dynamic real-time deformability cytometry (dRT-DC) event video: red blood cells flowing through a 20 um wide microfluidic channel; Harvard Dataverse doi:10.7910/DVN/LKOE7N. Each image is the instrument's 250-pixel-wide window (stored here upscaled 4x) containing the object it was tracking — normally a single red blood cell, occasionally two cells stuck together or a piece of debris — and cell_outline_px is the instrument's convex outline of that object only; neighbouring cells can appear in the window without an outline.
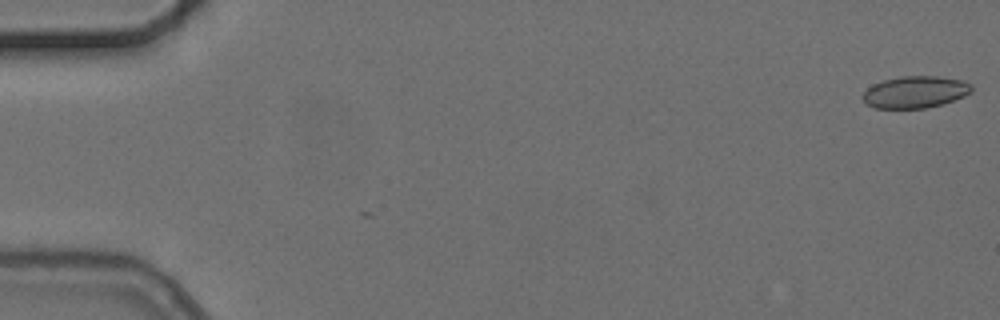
{"species": "common noctule bat (a hibernating species)", "species_latin": "Nyctalus noctula", "temperature_condition": "cold", "stored_images_in_passage": 3, "camera_frame_rate_fps": 3000, "um_per_image_px": 0.085, "animal": {"sex": "female", "body_mass_g": 24.6, "forearm_length_mm": 56.2}, "frame": {"image": 1, "passage_image": 1, "time_ms": 0.0, "image_size_px": [1000, 320], "cell_outline_px": [[972, 92], [964, 96], [944, 104], [924, 108], [876, 108], [868, 104], [860, 96], [872, 84], [884, 80], [900, 76], [936, 76], [964, 80], [972, 84]], "centroid_in_image_um": [77.82, 7.82], "position_along_channel_um": 7.2, "area_um2": 20.35}}